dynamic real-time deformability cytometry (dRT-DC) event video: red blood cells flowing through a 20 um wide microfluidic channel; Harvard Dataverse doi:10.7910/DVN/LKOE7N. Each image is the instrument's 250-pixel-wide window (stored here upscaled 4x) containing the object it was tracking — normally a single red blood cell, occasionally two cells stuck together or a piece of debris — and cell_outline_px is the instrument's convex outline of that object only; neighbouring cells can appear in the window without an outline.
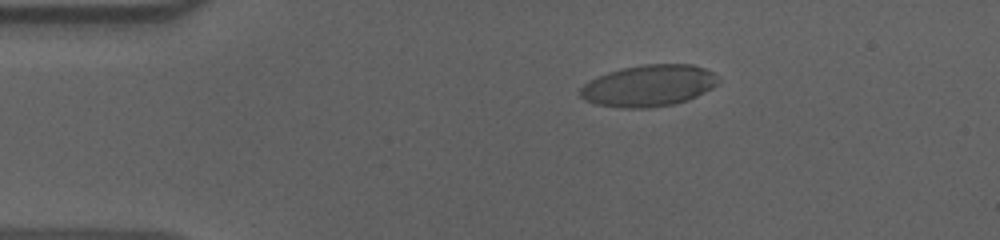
{"species": "human", "species_latin": "Homo sapiens", "temperature_condition": "cold", "stored_images_in_passage": 47, "camera_frame_rate_fps": 3000, "um_per_image_px": 0.085, "donor": {"sex": "male"}, "frame": {"image": 1, "passage_image": 1, "time_ms": 0.0, "image_size_px": [1000, 240], "cell_outline_px": [[720, 80], [712, 88], [688, 100], [672, 104], [648, 108], [624, 108], [596, 104], [584, 100], [580, 96], [580, 88], [584, 84], [608, 72], [624, 68], [644, 64], [692, 64], [704, 68], [712, 72]], "centroid_in_image_um": [55.14, 7.28], "position_along_channel_um": 29.9, "area_um2": 33.18}}
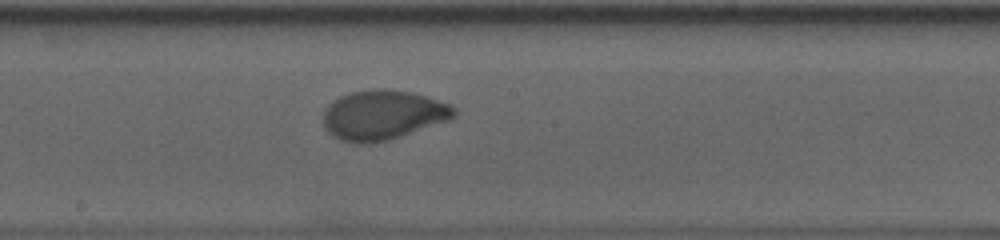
{"frame": {"image": 2, "passage_image": 21, "time_ms": 6.667, "image_size_px": [1000, 240], "cell_outline_px": [[456, 116], [448, 120], [388, 140], [368, 144], [356, 144], [340, 140], [332, 136], [324, 128], [324, 112], [328, 104], [340, 96], [352, 92], [372, 88], [384, 88], [412, 92], [452, 104], [456, 108]], "centroid_in_image_um": [32.54, 9.77], "position_along_channel_um": 215.7, "area_um2": 38.03}}
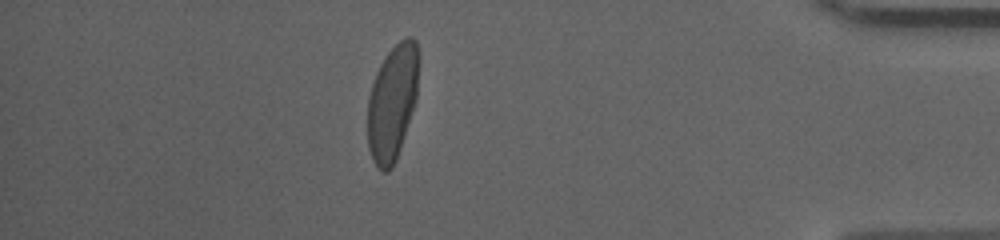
{"frame": {"image": 3, "passage_image": 40, "time_ms": 13.0, "image_size_px": [1000, 240], "cell_outline_px": [[420, 56], [416, 100], [396, 160], [392, 168], [388, 172], [384, 172], [372, 160], [368, 148], [368, 96], [376, 72], [380, 64], [388, 52], [400, 40], [408, 36], [412, 36], [416, 40]], "centroid_in_image_um": [33.37, 8.66], "position_along_channel_um": 401.8, "area_um2": 34.62}, "authors_computed_cell_mechanics": {"area_um2": 35.7204, "velocity_mm_per_s": 3.6101, "shape_relaxation_time_tau1_ms": 4.5135, "shape_relaxation_time_tau2_ms": null, "deformation_change_tau1": 0.1797, "deformation_change_tau2": null}}